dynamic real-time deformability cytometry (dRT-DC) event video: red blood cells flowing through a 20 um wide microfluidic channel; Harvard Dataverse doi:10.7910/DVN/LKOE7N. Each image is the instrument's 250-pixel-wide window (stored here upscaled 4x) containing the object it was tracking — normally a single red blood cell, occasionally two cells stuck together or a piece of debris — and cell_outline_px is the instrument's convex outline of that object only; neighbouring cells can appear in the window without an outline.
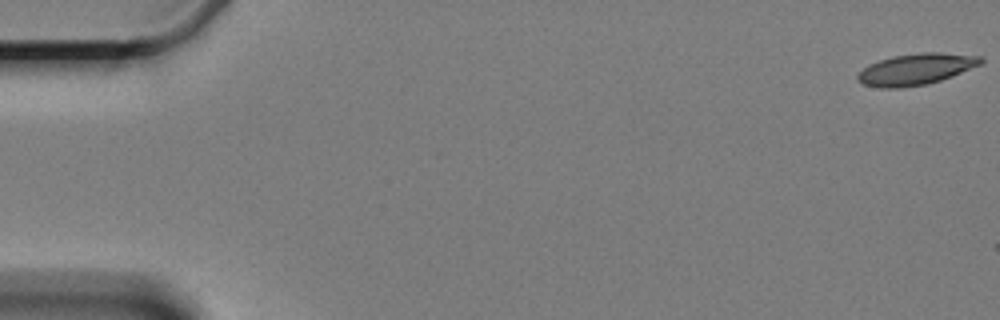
{"species": "Egyptian fruit bat (a non-hibernating species)", "species_latin": "Rousettus aegyptiacus", "temperature_condition": "cold", "stored_images_in_passage": 6, "camera_frame_rate_fps": 3000, "um_per_image_px": 0.085, "animal": {"sex": "female"}, "frame": {"image": 1, "passage_image": 1, "time_ms": 0.0, "image_size_px": [1000, 320], "cell_outline_px": [[984, 60], [980, 64], [952, 76], [928, 84], [900, 88], [880, 88], [864, 84], [856, 80], [856, 76], [868, 64], [892, 56], [920, 52], [940, 52], [984, 56]], "centroid_in_image_um": [77.86, 5.87], "position_along_channel_um": 7.1, "area_um2": 22.54}}
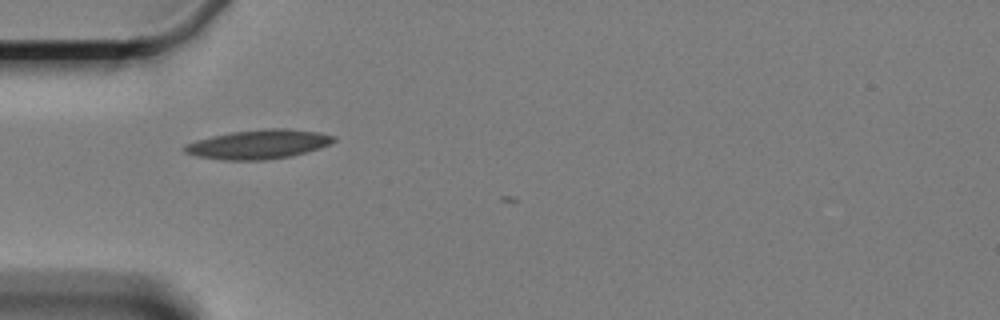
{"frame": {"image": 2, "passage_image": 5, "time_ms": 6.0, "image_size_px": [1000, 320], "cell_outline_px": [[336, 140], [320, 148], [292, 156], [264, 160], [224, 160], [196, 156], [184, 152], [184, 144], [196, 140], [212, 136], [232, 132], [264, 128], [288, 128], [320, 132], [336, 136]], "centroid_in_image_um": [21.99, 12.26], "position_along_channel_um": 63.0, "area_um2": 25.49}}
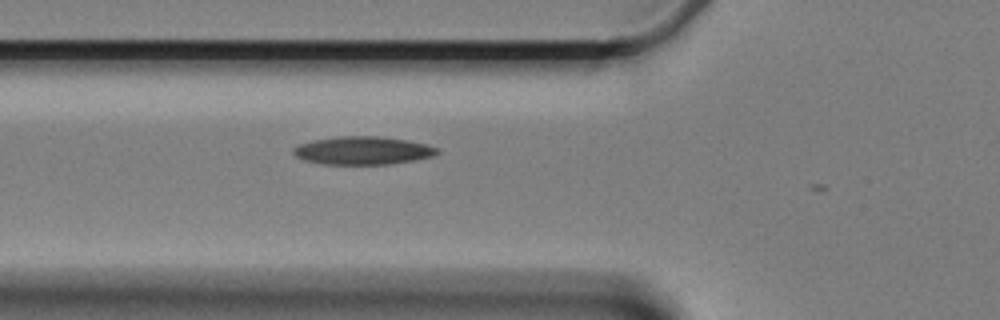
{"frame": {"image": 3, "passage_image": 6, "time_ms": 7.0, "image_size_px": [1000, 320], "cell_outline_px": [[440, 152], [432, 156], [412, 160], [388, 164], [324, 164], [304, 160], [296, 156], [292, 152], [292, 148], [296, 144], [312, 140], [340, 136], [380, 136], [404, 140], [424, 144], [440, 148]], "centroid_in_image_um": [30.78, 12.79], "position_along_channel_um": 95.0, "area_um2": 23.47}}